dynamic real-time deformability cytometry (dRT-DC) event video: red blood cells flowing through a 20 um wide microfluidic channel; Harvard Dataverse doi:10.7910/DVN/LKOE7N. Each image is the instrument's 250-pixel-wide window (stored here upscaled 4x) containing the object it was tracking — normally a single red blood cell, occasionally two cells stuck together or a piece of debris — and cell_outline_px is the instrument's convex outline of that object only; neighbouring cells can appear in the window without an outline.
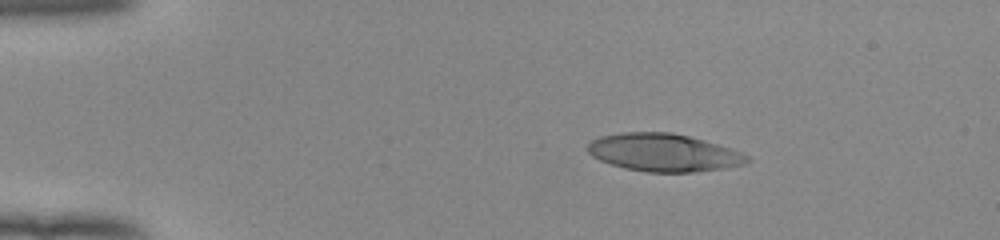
{"species": "human", "species_latin": "Homo sapiens", "temperature_condition": "room temperature", "stored_images_in_passage": 44, "camera_frame_rate_fps": 3000, "um_per_image_px": 0.085, "donor": {"sex": "female"}, "frame": {"image": 1, "passage_image": 1, "time_ms": 0.0, "image_size_px": [1000, 240], "cell_outline_px": [[752, 160], [744, 164], [724, 168], [692, 172], [648, 172], [624, 168], [600, 160], [592, 156], [584, 148], [592, 140], [600, 136], [624, 132], [672, 132], [704, 140], [732, 148], [748, 156]], "centroid_in_image_um": [56.4, 12.96], "position_along_channel_um": 28.6, "area_um2": 35.14}}
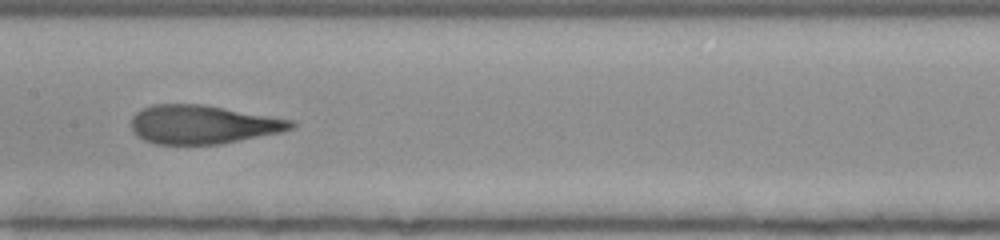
{"frame": {"image": 2, "passage_image": 19, "time_ms": 6.0, "image_size_px": [1000, 240], "cell_outline_px": [[296, 124], [292, 128], [280, 132], [220, 144], [156, 144], [144, 140], [132, 132], [132, 116], [136, 112], [152, 104], [204, 104], [296, 120]], "centroid_in_image_um": [17.25, 10.57], "position_along_channel_um": 190.2, "area_um2": 36.13}}
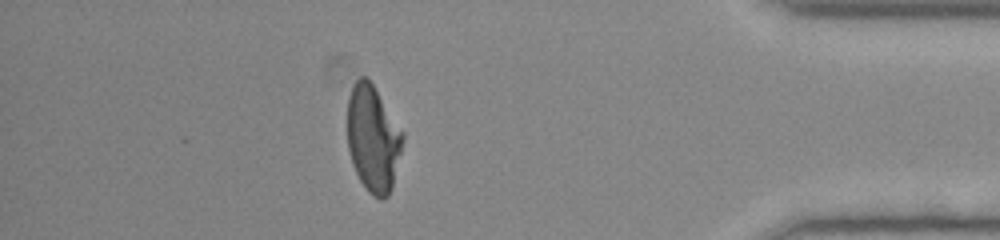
{"frame": {"image": 3, "passage_image": 38, "time_ms": 12.333, "image_size_px": [1000, 240], "cell_outline_px": [[404, 140], [392, 188], [388, 196], [384, 200], [380, 200], [372, 196], [368, 192], [360, 180], [352, 164], [348, 148], [348, 96], [356, 80], [360, 76], [368, 76], [404, 132]], "centroid_in_image_um": [31.72, 11.78], "position_along_channel_um": 403.5, "area_um2": 34.74}, "authors_computed_cell_mechanics": {"area_um2": 36.3562, "velocity_mm_per_s": 3.9441, "shape_relaxation_time_tau1_ms": 5.0078, "shape_relaxation_time_tau2_ms": 1.0639, "deformation_change_tau1": 0.228, "deformation_change_tau2": 0.1007}}